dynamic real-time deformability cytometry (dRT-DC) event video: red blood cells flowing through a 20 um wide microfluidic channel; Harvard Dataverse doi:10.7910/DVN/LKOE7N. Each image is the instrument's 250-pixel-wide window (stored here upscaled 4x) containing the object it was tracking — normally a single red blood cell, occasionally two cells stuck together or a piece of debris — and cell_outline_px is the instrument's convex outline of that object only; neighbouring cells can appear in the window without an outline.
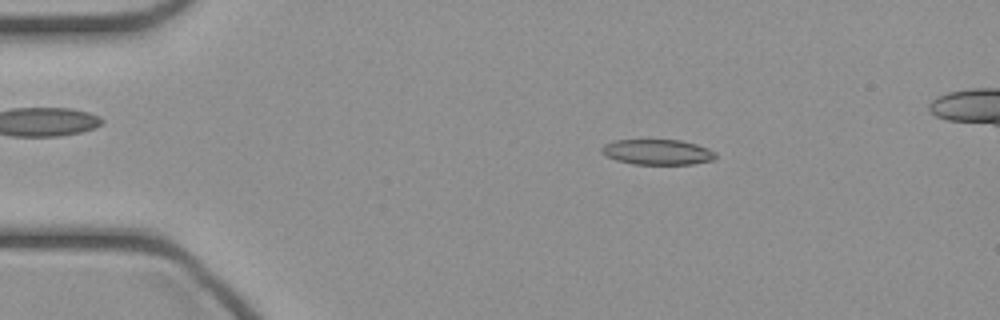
{"species": "common noctule bat (a hibernating species)", "species_latin": "Nyctalus noctula", "temperature_condition": "cold", "stored_images_in_passage": 40, "camera_frame_rate_fps": 3000, "um_per_image_px": 0.085, "animal": {"sex": "female", "body_mass_g": 21.9}, "frame": {"image": 1, "passage_image": 3, "time_ms": 0.667, "image_size_px": [1000, 320], "cell_outline_px": [[716, 156], [712, 160], [692, 164], [632, 164], [616, 160], [600, 152], [600, 148], [604, 144], [612, 140], [680, 140], [696, 144], [708, 148], [716, 152]], "centroid_in_image_um": [55.86, 12.92], "position_along_channel_um": 29.1, "area_um2": 16.88}}
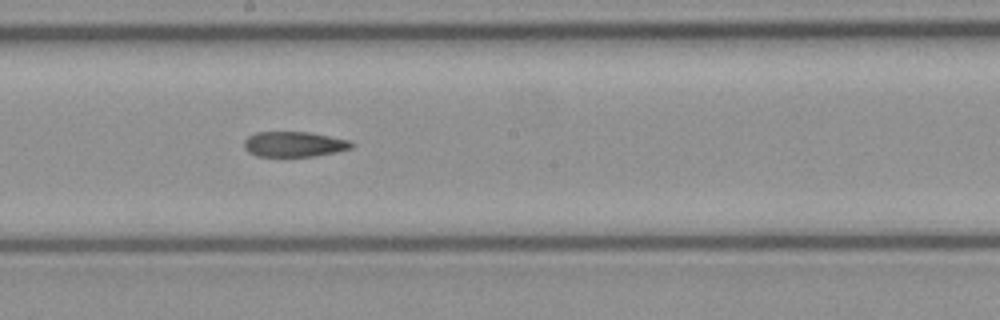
{"frame": {"image": 2, "passage_image": 20, "time_ms": 6.333, "image_size_px": [1000, 320], "cell_outline_px": [[352, 148], [336, 152], [316, 156], [256, 156], [248, 152], [244, 148], [244, 140], [248, 136], [256, 132], [308, 132], [348, 140], [352, 144]], "centroid_in_image_um": [24.95, 12.26], "position_along_channel_um": 223.2, "area_um2": 15.72}}
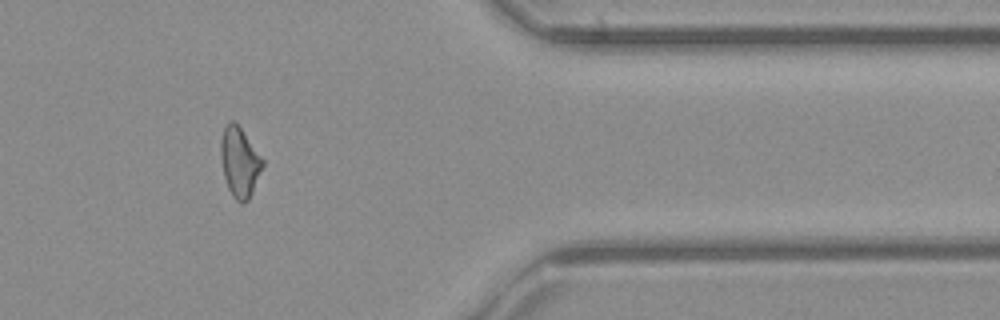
{"frame": {"image": 3, "passage_image": 33, "time_ms": 10.667, "image_size_px": [1000, 320], "cell_outline_px": [[264, 164], [252, 192], [248, 200], [244, 204], [240, 204], [232, 196], [228, 188], [224, 176], [220, 156], [220, 140], [224, 128], [228, 120], [232, 120], [240, 128], [264, 160]], "centroid_in_image_um": [20.35, 13.8], "position_along_channel_um": 391.0, "area_um2": 16.94}}